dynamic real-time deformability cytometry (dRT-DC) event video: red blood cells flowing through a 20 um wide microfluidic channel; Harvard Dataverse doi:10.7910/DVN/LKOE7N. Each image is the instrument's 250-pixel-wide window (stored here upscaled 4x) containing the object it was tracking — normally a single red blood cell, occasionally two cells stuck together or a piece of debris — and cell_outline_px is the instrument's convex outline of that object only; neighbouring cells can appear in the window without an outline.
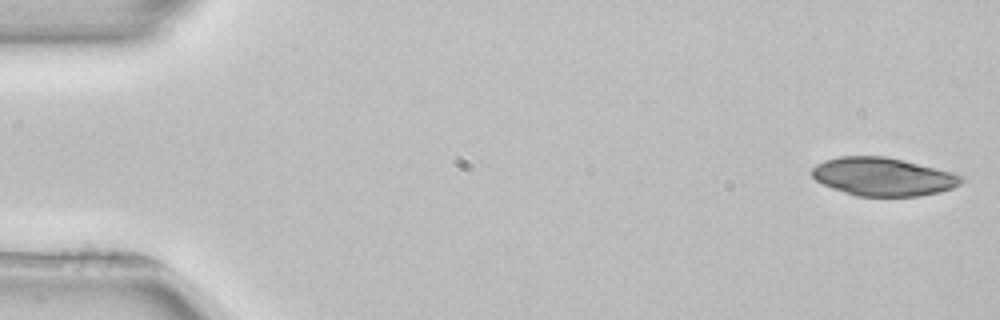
{"species": "common noctule bat (a hibernating species)", "species_latin": "Nyctalus noctula", "temperature_condition": "room temperature", "stored_images_in_passage": 51, "camera_frame_rate_fps": 3000, "um_per_image_px": 0.085, "animal": {"sex": "female", "body_mass_g": 22.7, "forearm_length_mm": 54.2}, "frame": {"image": 1, "passage_image": 1, "time_ms": 0.0, "image_size_px": [1000, 320], "cell_outline_px": [[964, 180], [960, 184], [952, 188], [940, 192], [920, 196], [856, 196], [832, 188], [816, 180], [812, 176], [812, 168], [816, 164], [824, 160], [840, 156], [884, 156], [936, 168], [952, 172], [964, 176]], "centroid_in_image_um": [75.06, 15.02], "position_along_channel_um": 9.9, "area_um2": 33.23}}